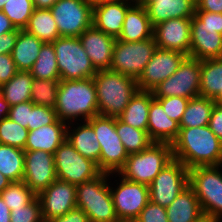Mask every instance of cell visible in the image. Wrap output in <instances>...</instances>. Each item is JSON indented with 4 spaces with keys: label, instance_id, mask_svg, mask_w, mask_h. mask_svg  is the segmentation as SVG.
<instances>
[{
    "label": "cell",
    "instance_id": "cell-40",
    "mask_svg": "<svg viewBox=\"0 0 222 222\" xmlns=\"http://www.w3.org/2000/svg\"><path fill=\"white\" fill-rule=\"evenodd\" d=\"M28 133L27 128L12 121L9 117L0 121V144L24 150Z\"/></svg>",
    "mask_w": 222,
    "mask_h": 222
},
{
    "label": "cell",
    "instance_id": "cell-58",
    "mask_svg": "<svg viewBox=\"0 0 222 222\" xmlns=\"http://www.w3.org/2000/svg\"><path fill=\"white\" fill-rule=\"evenodd\" d=\"M93 5L101 4L105 2H116V1H123V2H136V0H89Z\"/></svg>",
    "mask_w": 222,
    "mask_h": 222
},
{
    "label": "cell",
    "instance_id": "cell-6",
    "mask_svg": "<svg viewBox=\"0 0 222 222\" xmlns=\"http://www.w3.org/2000/svg\"><path fill=\"white\" fill-rule=\"evenodd\" d=\"M87 122L93 127L101 152L99 169L102 173H118L128 158L120 137L116 131V117L96 115Z\"/></svg>",
    "mask_w": 222,
    "mask_h": 222
},
{
    "label": "cell",
    "instance_id": "cell-28",
    "mask_svg": "<svg viewBox=\"0 0 222 222\" xmlns=\"http://www.w3.org/2000/svg\"><path fill=\"white\" fill-rule=\"evenodd\" d=\"M43 44L44 42L25 29L19 30L15 46L11 53L18 71H29L32 68Z\"/></svg>",
    "mask_w": 222,
    "mask_h": 222
},
{
    "label": "cell",
    "instance_id": "cell-54",
    "mask_svg": "<svg viewBox=\"0 0 222 222\" xmlns=\"http://www.w3.org/2000/svg\"><path fill=\"white\" fill-rule=\"evenodd\" d=\"M59 0H33L35 9H50Z\"/></svg>",
    "mask_w": 222,
    "mask_h": 222
},
{
    "label": "cell",
    "instance_id": "cell-38",
    "mask_svg": "<svg viewBox=\"0 0 222 222\" xmlns=\"http://www.w3.org/2000/svg\"><path fill=\"white\" fill-rule=\"evenodd\" d=\"M60 80H46L34 78L31 88V102L55 109L57 91Z\"/></svg>",
    "mask_w": 222,
    "mask_h": 222
},
{
    "label": "cell",
    "instance_id": "cell-15",
    "mask_svg": "<svg viewBox=\"0 0 222 222\" xmlns=\"http://www.w3.org/2000/svg\"><path fill=\"white\" fill-rule=\"evenodd\" d=\"M186 57V54L178 51L157 48L137 79L139 90L153 91L157 85L177 71Z\"/></svg>",
    "mask_w": 222,
    "mask_h": 222
},
{
    "label": "cell",
    "instance_id": "cell-30",
    "mask_svg": "<svg viewBox=\"0 0 222 222\" xmlns=\"http://www.w3.org/2000/svg\"><path fill=\"white\" fill-rule=\"evenodd\" d=\"M200 96L222 103V58L201 60Z\"/></svg>",
    "mask_w": 222,
    "mask_h": 222
},
{
    "label": "cell",
    "instance_id": "cell-29",
    "mask_svg": "<svg viewBox=\"0 0 222 222\" xmlns=\"http://www.w3.org/2000/svg\"><path fill=\"white\" fill-rule=\"evenodd\" d=\"M153 98L152 91L138 90L118 118L134 128L147 131L149 109Z\"/></svg>",
    "mask_w": 222,
    "mask_h": 222
},
{
    "label": "cell",
    "instance_id": "cell-34",
    "mask_svg": "<svg viewBox=\"0 0 222 222\" xmlns=\"http://www.w3.org/2000/svg\"><path fill=\"white\" fill-rule=\"evenodd\" d=\"M0 173L11 182L23 180L24 150L0 144Z\"/></svg>",
    "mask_w": 222,
    "mask_h": 222
},
{
    "label": "cell",
    "instance_id": "cell-9",
    "mask_svg": "<svg viewBox=\"0 0 222 222\" xmlns=\"http://www.w3.org/2000/svg\"><path fill=\"white\" fill-rule=\"evenodd\" d=\"M58 180L74 185L92 180L102 172L96 162L82 156L66 139L54 153Z\"/></svg>",
    "mask_w": 222,
    "mask_h": 222
},
{
    "label": "cell",
    "instance_id": "cell-22",
    "mask_svg": "<svg viewBox=\"0 0 222 222\" xmlns=\"http://www.w3.org/2000/svg\"><path fill=\"white\" fill-rule=\"evenodd\" d=\"M137 3L146 8L153 27L173 18H192L196 12V0H155Z\"/></svg>",
    "mask_w": 222,
    "mask_h": 222
},
{
    "label": "cell",
    "instance_id": "cell-42",
    "mask_svg": "<svg viewBox=\"0 0 222 222\" xmlns=\"http://www.w3.org/2000/svg\"><path fill=\"white\" fill-rule=\"evenodd\" d=\"M57 119L55 109L41 105H34L32 110H30V123H28V130L32 131L40 128L41 126L52 124Z\"/></svg>",
    "mask_w": 222,
    "mask_h": 222
},
{
    "label": "cell",
    "instance_id": "cell-26",
    "mask_svg": "<svg viewBox=\"0 0 222 222\" xmlns=\"http://www.w3.org/2000/svg\"><path fill=\"white\" fill-rule=\"evenodd\" d=\"M71 124H67L66 139L82 156L96 162L99 168L101 148L93 127L87 121L82 122L83 125L77 123L79 126L76 128L73 127L74 124L72 126Z\"/></svg>",
    "mask_w": 222,
    "mask_h": 222
},
{
    "label": "cell",
    "instance_id": "cell-4",
    "mask_svg": "<svg viewBox=\"0 0 222 222\" xmlns=\"http://www.w3.org/2000/svg\"><path fill=\"white\" fill-rule=\"evenodd\" d=\"M101 173L96 178L76 185V207L82 209L89 222H114L117 215L110 192L109 176Z\"/></svg>",
    "mask_w": 222,
    "mask_h": 222
},
{
    "label": "cell",
    "instance_id": "cell-35",
    "mask_svg": "<svg viewBox=\"0 0 222 222\" xmlns=\"http://www.w3.org/2000/svg\"><path fill=\"white\" fill-rule=\"evenodd\" d=\"M116 131L128 154L139 153L153 143L147 131L134 128L118 117H116Z\"/></svg>",
    "mask_w": 222,
    "mask_h": 222
},
{
    "label": "cell",
    "instance_id": "cell-5",
    "mask_svg": "<svg viewBox=\"0 0 222 222\" xmlns=\"http://www.w3.org/2000/svg\"><path fill=\"white\" fill-rule=\"evenodd\" d=\"M172 160V144L153 142L139 153L128 154L125 165L116 175L149 186Z\"/></svg>",
    "mask_w": 222,
    "mask_h": 222
},
{
    "label": "cell",
    "instance_id": "cell-10",
    "mask_svg": "<svg viewBox=\"0 0 222 222\" xmlns=\"http://www.w3.org/2000/svg\"><path fill=\"white\" fill-rule=\"evenodd\" d=\"M156 49L153 37L136 42L116 39L110 69L137 80Z\"/></svg>",
    "mask_w": 222,
    "mask_h": 222
},
{
    "label": "cell",
    "instance_id": "cell-23",
    "mask_svg": "<svg viewBox=\"0 0 222 222\" xmlns=\"http://www.w3.org/2000/svg\"><path fill=\"white\" fill-rule=\"evenodd\" d=\"M147 132L153 142L169 144L177 139L180 132L179 123L169 118L156 98L151 100Z\"/></svg>",
    "mask_w": 222,
    "mask_h": 222
},
{
    "label": "cell",
    "instance_id": "cell-51",
    "mask_svg": "<svg viewBox=\"0 0 222 222\" xmlns=\"http://www.w3.org/2000/svg\"><path fill=\"white\" fill-rule=\"evenodd\" d=\"M196 11L222 14V0H196Z\"/></svg>",
    "mask_w": 222,
    "mask_h": 222
},
{
    "label": "cell",
    "instance_id": "cell-14",
    "mask_svg": "<svg viewBox=\"0 0 222 222\" xmlns=\"http://www.w3.org/2000/svg\"><path fill=\"white\" fill-rule=\"evenodd\" d=\"M117 187L110 186L113 205L118 219L135 220L149 202L148 185L119 176ZM114 188V189H113Z\"/></svg>",
    "mask_w": 222,
    "mask_h": 222
},
{
    "label": "cell",
    "instance_id": "cell-56",
    "mask_svg": "<svg viewBox=\"0 0 222 222\" xmlns=\"http://www.w3.org/2000/svg\"><path fill=\"white\" fill-rule=\"evenodd\" d=\"M196 222H222L221 219L203 214Z\"/></svg>",
    "mask_w": 222,
    "mask_h": 222
},
{
    "label": "cell",
    "instance_id": "cell-33",
    "mask_svg": "<svg viewBox=\"0 0 222 222\" xmlns=\"http://www.w3.org/2000/svg\"><path fill=\"white\" fill-rule=\"evenodd\" d=\"M25 30L44 43H53L60 37L50 9H34Z\"/></svg>",
    "mask_w": 222,
    "mask_h": 222
},
{
    "label": "cell",
    "instance_id": "cell-50",
    "mask_svg": "<svg viewBox=\"0 0 222 222\" xmlns=\"http://www.w3.org/2000/svg\"><path fill=\"white\" fill-rule=\"evenodd\" d=\"M19 29L0 35V54H11L15 46Z\"/></svg>",
    "mask_w": 222,
    "mask_h": 222
},
{
    "label": "cell",
    "instance_id": "cell-8",
    "mask_svg": "<svg viewBox=\"0 0 222 222\" xmlns=\"http://www.w3.org/2000/svg\"><path fill=\"white\" fill-rule=\"evenodd\" d=\"M60 80H82L97 70L83 48L79 37L60 36L53 43Z\"/></svg>",
    "mask_w": 222,
    "mask_h": 222
},
{
    "label": "cell",
    "instance_id": "cell-60",
    "mask_svg": "<svg viewBox=\"0 0 222 222\" xmlns=\"http://www.w3.org/2000/svg\"><path fill=\"white\" fill-rule=\"evenodd\" d=\"M114 222H135L133 220H124V219H117L116 221Z\"/></svg>",
    "mask_w": 222,
    "mask_h": 222
},
{
    "label": "cell",
    "instance_id": "cell-18",
    "mask_svg": "<svg viewBox=\"0 0 222 222\" xmlns=\"http://www.w3.org/2000/svg\"><path fill=\"white\" fill-rule=\"evenodd\" d=\"M191 18H173L153 27L157 48L178 51L189 55L191 45Z\"/></svg>",
    "mask_w": 222,
    "mask_h": 222
},
{
    "label": "cell",
    "instance_id": "cell-48",
    "mask_svg": "<svg viewBox=\"0 0 222 222\" xmlns=\"http://www.w3.org/2000/svg\"><path fill=\"white\" fill-rule=\"evenodd\" d=\"M194 15L203 22V26L216 28L218 29V33L222 34V14L208 11H196Z\"/></svg>",
    "mask_w": 222,
    "mask_h": 222
},
{
    "label": "cell",
    "instance_id": "cell-7",
    "mask_svg": "<svg viewBox=\"0 0 222 222\" xmlns=\"http://www.w3.org/2000/svg\"><path fill=\"white\" fill-rule=\"evenodd\" d=\"M222 165L196 166L189 169V186L205 215L222 220Z\"/></svg>",
    "mask_w": 222,
    "mask_h": 222
},
{
    "label": "cell",
    "instance_id": "cell-27",
    "mask_svg": "<svg viewBox=\"0 0 222 222\" xmlns=\"http://www.w3.org/2000/svg\"><path fill=\"white\" fill-rule=\"evenodd\" d=\"M168 222H196L204 213L193 189L188 185L166 207Z\"/></svg>",
    "mask_w": 222,
    "mask_h": 222
},
{
    "label": "cell",
    "instance_id": "cell-44",
    "mask_svg": "<svg viewBox=\"0 0 222 222\" xmlns=\"http://www.w3.org/2000/svg\"><path fill=\"white\" fill-rule=\"evenodd\" d=\"M135 222H168L166 207L154 204L151 201L142 209Z\"/></svg>",
    "mask_w": 222,
    "mask_h": 222
},
{
    "label": "cell",
    "instance_id": "cell-11",
    "mask_svg": "<svg viewBox=\"0 0 222 222\" xmlns=\"http://www.w3.org/2000/svg\"><path fill=\"white\" fill-rule=\"evenodd\" d=\"M201 61L187 56L177 71L152 91L154 98L200 96Z\"/></svg>",
    "mask_w": 222,
    "mask_h": 222
},
{
    "label": "cell",
    "instance_id": "cell-21",
    "mask_svg": "<svg viewBox=\"0 0 222 222\" xmlns=\"http://www.w3.org/2000/svg\"><path fill=\"white\" fill-rule=\"evenodd\" d=\"M134 3L116 1L93 5L92 25L117 39L121 34L126 12Z\"/></svg>",
    "mask_w": 222,
    "mask_h": 222
},
{
    "label": "cell",
    "instance_id": "cell-59",
    "mask_svg": "<svg viewBox=\"0 0 222 222\" xmlns=\"http://www.w3.org/2000/svg\"><path fill=\"white\" fill-rule=\"evenodd\" d=\"M7 0H0V11H2L3 6L6 4Z\"/></svg>",
    "mask_w": 222,
    "mask_h": 222
},
{
    "label": "cell",
    "instance_id": "cell-49",
    "mask_svg": "<svg viewBox=\"0 0 222 222\" xmlns=\"http://www.w3.org/2000/svg\"><path fill=\"white\" fill-rule=\"evenodd\" d=\"M48 222H89V219L82 209L76 207L65 215L51 219Z\"/></svg>",
    "mask_w": 222,
    "mask_h": 222
},
{
    "label": "cell",
    "instance_id": "cell-17",
    "mask_svg": "<svg viewBox=\"0 0 222 222\" xmlns=\"http://www.w3.org/2000/svg\"><path fill=\"white\" fill-rule=\"evenodd\" d=\"M57 179L54 154L24 150L23 182L38 195Z\"/></svg>",
    "mask_w": 222,
    "mask_h": 222
},
{
    "label": "cell",
    "instance_id": "cell-43",
    "mask_svg": "<svg viewBox=\"0 0 222 222\" xmlns=\"http://www.w3.org/2000/svg\"><path fill=\"white\" fill-rule=\"evenodd\" d=\"M156 99L161 103L163 110L169 116V118L180 123L189 99L179 96Z\"/></svg>",
    "mask_w": 222,
    "mask_h": 222
},
{
    "label": "cell",
    "instance_id": "cell-52",
    "mask_svg": "<svg viewBox=\"0 0 222 222\" xmlns=\"http://www.w3.org/2000/svg\"><path fill=\"white\" fill-rule=\"evenodd\" d=\"M15 30L16 28L13 25V23L8 19V17L2 11H0V35Z\"/></svg>",
    "mask_w": 222,
    "mask_h": 222
},
{
    "label": "cell",
    "instance_id": "cell-31",
    "mask_svg": "<svg viewBox=\"0 0 222 222\" xmlns=\"http://www.w3.org/2000/svg\"><path fill=\"white\" fill-rule=\"evenodd\" d=\"M34 77L29 71H18L8 82L0 86V94L9 106L31 101Z\"/></svg>",
    "mask_w": 222,
    "mask_h": 222
},
{
    "label": "cell",
    "instance_id": "cell-61",
    "mask_svg": "<svg viewBox=\"0 0 222 222\" xmlns=\"http://www.w3.org/2000/svg\"><path fill=\"white\" fill-rule=\"evenodd\" d=\"M152 1H155V0H136V2H152Z\"/></svg>",
    "mask_w": 222,
    "mask_h": 222
},
{
    "label": "cell",
    "instance_id": "cell-12",
    "mask_svg": "<svg viewBox=\"0 0 222 222\" xmlns=\"http://www.w3.org/2000/svg\"><path fill=\"white\" fill-rule=\"evenodd\" d=\"M50 11L60 36L79 37L92 26L93 4L89 0H59Z\"/></svg>",
    "mask_w": 222,
    "mask_h": 222
},
{
    "label": "cell",
    "instance_id": "cell-36",
    "mask_svg": "<svg viewBox=\"0 0 222 222\" xmlns=\"http://www.w3.org/2000/svg\"><path fill=\"white\" fill-rule=\"evenodd\" d=\"M36 79L60 80L55 49L52 43H44L36 62L29 70Z\"/></svg>",
    "mask_w": 222,
    "mask_h": 222
},
{
    "label": "cell",
    "instance_id": "cell-19",
    "mask_svg": "<svg viewBox=\"0 0 222 222\" xmlns=\"http://www.w3.org/2000/svg\"><path fill=\"white\" fill-rule=\"evenodd\" d=\"M189 57L198 60L222 58V34L211 26H203L195 15L191 18Z\"/></svg>",
    "mask_w": 222,
    "mask_h": 222
},
{
    "label": "cell",
    "instance_id": "cell-1",
    "mask_svg": "<svg viewBox=\"0 0 222 222\" xmlns=\"http://www.w3.org/2000/svg\"><path fill=\"white\" fill-rule=\"evenodd\" d=\"M173 159L188 169L196 166L222 165V142L208 125L180 128L172 143Z\"/></svg>",
    "mask_w": 222,
    "mask_h": 222
},
{
    "label": "cell",
    "instance_id": "cell-32",
    "mask_svg": "<svg viewBox=\"0 0 222 222\" xmlns=\"http://www.w3.org/2000/svg\"><path fill=\"white\" fill-rule=\"evenodd\" d=\"M216 100L197 96L189 99L179 123L180 128L202 127L209 124L211 111Z\"/></svg>",
    "mask_w": 222,
    "mask_h": 222
},
{
    "label": "cell",
    "instance_id": "cell-55",
    "mask_svg": "<svg viewBox=\"0 0 222 222\" xmlns=\"http://www.w3.org/2000/svg\"><path fill=\"white\" fill-rule=\"evenodd\" d=\"M10 106L0 94V121L8 117Z\"/></svg>",
    "mask_w": 222,
    "mask_h": 222
},
{
    "label": "cell",
    "instance_id": "cell-46",
    "mask_svg": "<svg viewBox=\"0 0 222 222\" xmlns=\"http://www.w3.org/2000/svg\"><path fill=\"white\" fill-rule=\"evenodd\" d=\"M18 72L11 54H0V86Z\"/></svg>",
    "mask_w": 222,
    "mask_h": 222
},
{
    "label": "cell",
    "instance_id": "cell-57",
    "mask_svg": "<svg viewBox=\"0 0 222 222\" xmlns=\"http://www.w3.org/2000/svg\"><path fill=\"white\" fill-rule=\"evenodd\" d=\"M11 183V181L4 176L2 173H0V193L9 186V184Z\"/></svg>",
    "mask_w": 222,
    "mask_h": 222
},
{
    "label": "cell",
    "instance_id": "cell-41",
    "mask_svg": "<svg viewBox=\"0 0 222 222\" xmlns=\"http://www.w3.org/2000/svg\"><path fill=\"white\" fill-rule=\"evenodd\" d=\"M10 222H44L41 215V205L36 197L23 208L10 211Z\"/></svg>",
    "mask_w": 222,
    "mask_h": 222
},
{
    "label": "cell",
    "instance_id": "cell-39",
    "mask_svg": "<svg viewBox=\"0 0 222 222\" xmlns=\"http://www.w3.org/2000/svg\"><path fill=\"white\" fill-rule=\"evenodd\" d=\"M34 9L33 0H7L2 12L16 29L23 30L27 27Z\"/></svg>",
    "mask_w": 222,
    "mask_h": 222
},
{
    "label": "cell",
    "instance_id": "cell-53",
    "mask_svg": "<svg viewBox=\"0 0 222 222\" xmlns=\"http://www.w3.org/2000/svg\"><path fill=\"white\" fill-rule=\"evenodd\" d=\"M0 222H10V209L0 196Z\"/></svg>",
    "mask_w": 222,
    "mask_h": 222
},
{
    "label": "cell",
    "instance_id": "cell-47",
    "mask_svg": "<svg viewBox=\"0 0 222 222\" xmlns=\"http://www.w3.org/2000/svg\"><path fill=\"white\" fill-rule=\"evenodd\" d=\"M211 131L222 142V103H215L208 124Z\"/></svg>",
    "mask_w": 222,
    "mask_h": 222
},
{
    "label": "cell",
    "instance_id": "cell-24",
    "mask_svg": "<svg viewBox=\"0 0 222 222\" xmlns=\"http://www.w3.org/2000/svg\"><path fill=\"white\" fill-rule=\"evenodd\" d=\"M66 138L67 125L57 119L52 124L29 131L24 150H42L54 154Z\"/></svg>",
    "mask_w": 222,
    "mask_h": 222
},
{
    "label": "cell",
    "instance_id": "cell-37",
    "mask_svg": "<svg viewBox=\"0 0 222 222\" xmlns=\"http://www.w3.org/2000/svg\"><path fill=\"white\" fill-rule=\"evenodd\" d=\"M1 198L12 209L23 208L31 203L37 195L27 186L23 180L11 182L1 193Z\"/></svg>",
    "mask_w": 222,
    "mask_h": 222
},
{
    "label": "cell",
    "instance_id": "cell-2",
    "mask_svg": "<svg viewBox=\"0 0 222 222\" xmlns=\"http://www.w3.org/2000/svg\"><path fill=\"white\" fill-rule=\"evenodd\" d=\"M55 112L57 118L66 124L73 123L78 118L87 121L99 115L93 77L82 80H60Z\"/></svg>",
    "mask_w": 222,
    "mask_h": 222
},
{
    "label": "cell",
    "instance_id": "cell-45",
    "mask_svg": "<svg viewBox=\"0 0 222 222\" xmlns=\"http://www.w3.org/2000/svg\"><path fill=\"white\" fill-rule=\"evenodd\" d=\"M34 105L33 102L28 101L11 106L8 117L12 121L28 129V123H30V110H32Z\"/></svg>",
    "mask_w": 222,
    "mask_h": 222
},
{
    "label": "cell",
    "instance_id": "cell-20",
    "mask_svg": "<svg viewBox=\"0 0 222 222\" xmlns=\"http://www.w3.org/2000/svg\"><path fill=\"white\" fill-rule=\"evenodd\" d=\"M79 39L97 71L110 69L116 38L92 25Z\"/></svg>",
    "mask_w": 222,
    "mask_h": 222
},
{
    "label": "cell",
    "instance_id": "cell-25",
    "mask_svg": "<svg viewBox=\"0 0 222 222\" xmlns=\"http://www.w3.org/2000/svg\"><path fill=\"white\" fill-rule=\"evenodd\" d=\"M152 37L153 26L146 8L135 2L126 12L122 31L117 40L136 42Z\"/></svg>",
    "mask_w": 222,
    "mask_h": 222
},
{
    "label": "cell",
    "instance_id": "cell-3",
    "mask_svg": "<svg viewBox=\"0 0 222 222\" xmlns=\"http://www.w3.org/2000/svg\"><path fill=\"white\" fill-rule=\"evenodd\" d=\"M99 115L118 117L139 90L137 80L111 69L93 76Z\"/></svg>",
    "mask_w": 222,
    "mask_h": 222
},
{
    "label": "cell",
    "instance_id": "cell-13",
    "mask_svg": "<svg viewBox=\"0 0 222 222\" xmlns=\"http://www.w3.org/2000/svg\"><path fill=\"white\" fill-rule=\"evenodd\" d=\"M188 185L189 169L181 161L173 159L148 186L149 201L168 207Z\"/></svg>",
    "mask_w": 222,
    "mask_h": 222
},
{
    "label": "cell",
    "instance_id": "cell-16",
    "mask_svg": "<svg viewBox=\"0 0 222 222\" xmlns=\"http://www.w3.org/2000/svg\"><path fill=\"white\" fill-rule=\"evenodd\" d=\"M37 198L42 219L48 222L76 208V185L56 179Z\"/></svg>",
    "mask_w": 222,
    "mask_h": 222
}]
</instances>
